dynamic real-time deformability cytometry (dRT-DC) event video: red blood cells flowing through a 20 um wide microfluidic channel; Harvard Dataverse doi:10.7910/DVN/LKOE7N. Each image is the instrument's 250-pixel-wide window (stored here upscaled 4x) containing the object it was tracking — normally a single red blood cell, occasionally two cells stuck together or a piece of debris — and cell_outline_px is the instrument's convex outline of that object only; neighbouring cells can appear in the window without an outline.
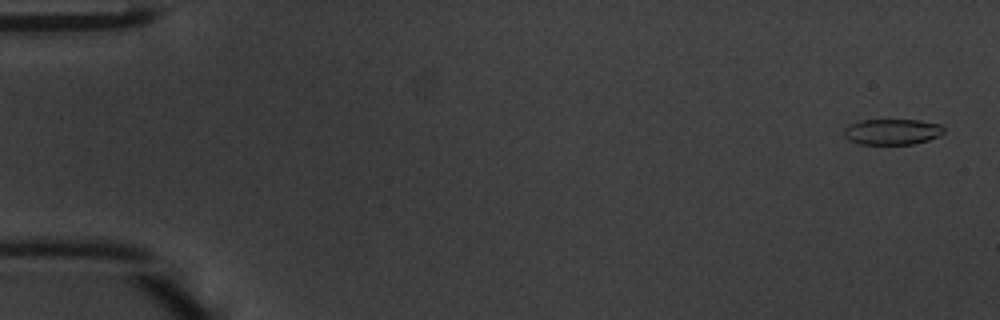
{"species": "common noctule bat (a hibernating species)", "species_latin": "Nyctalus noctula", "temperature_condition": "warm", "stored_images_in_passage": 47, "camera_frame_rate_fps": 3000, "um_per_image_px": 0.085, "animal": {"sex": "male", "body_mass_g": 20.1, "forearm_length_mm": 53.5}, "frame": {"image": 1, "passage_image": 1, "time_ms": 0.0, "image_size_px": [1000, 320], "cell_outline_px": [[944, 132], [940, 136], [928, 140], [912, 144], [860, 144], [848, 140], [844, 136], [844, 128], [848, 124], [860, 120], [920, 120], [940, 124], [944, 128]], "centroid_in_image_um": [75.82, 11.19], "position_along_channel_um": 9.2, "area_um2": 15.14}}
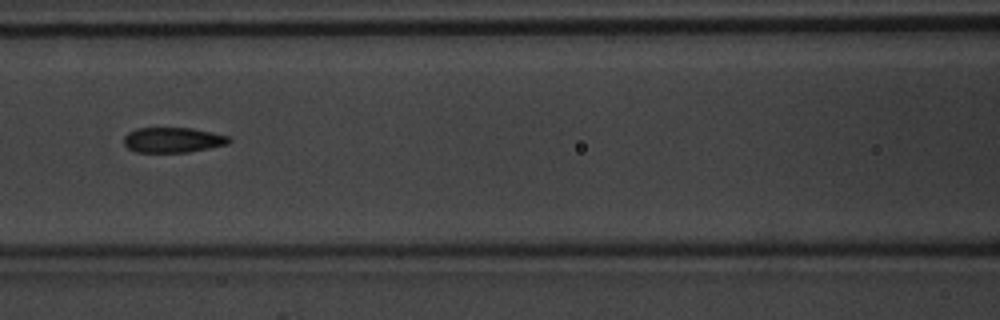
{"frame": {"image": 2, "passage_image": 21, "time_ms": 6.667, "image_size_px": [1000, 320], "cell_outline_px": [[232, 140], [228, 144], [188, 152], [136, 152], [128, 148], [124, 144], [124, 136], [128, 132], [136, 128], [192, 128], [212, 132], [228, 136]], "centroid_in_image_um": [14.68, 11.89], "position_along_channel_um": 151.9, "area_um2": 15.43}}
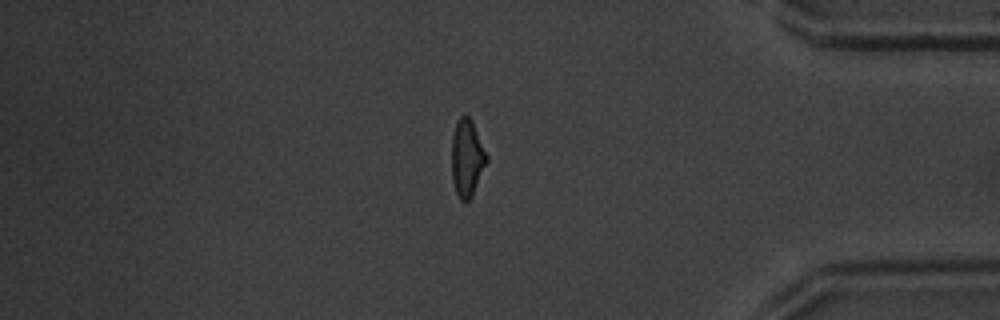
{"frame": {"image": 3, "passage_image": 40, "time_ms": 13.0, "image_size_px": [1000, 320], "cell_outline_px": [[488, 160], [472, 196], [464, 204], [460, 200], [456, 192], [452, 180], [452, 136], [456, 124], [460, 116], [464, 112], [472, 120], [488, 156]], "centroid_in_image_um": [39.7, 13.43], "position_along_channel_um": 395.5, "area_um2": 15.84}, "authors_computed_cell_mechanics": {"area_um2": 15.7216, "velocity_mm_per_s": 4.2614, "shape_relaxation_time_tau1_ms": 5.7258, "shape_relaxation_time_tau2_ms": 1.7337, "deformation_change_tau1": 0.1899, "deformation_change_tau2": 0.0859}}